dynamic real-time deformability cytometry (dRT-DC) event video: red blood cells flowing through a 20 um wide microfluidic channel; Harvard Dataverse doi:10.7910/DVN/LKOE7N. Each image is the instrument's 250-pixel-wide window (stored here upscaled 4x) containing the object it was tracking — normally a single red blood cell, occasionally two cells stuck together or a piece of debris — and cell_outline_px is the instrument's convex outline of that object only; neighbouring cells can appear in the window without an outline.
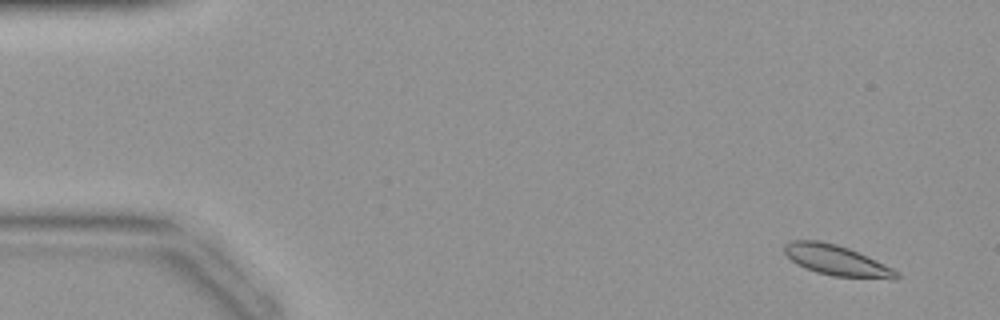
{"species": "common noctule bat (a hibernating species)", "species_latin": "Nyctalus noctula", "temperature_condition": "warm", "stored_images_in_passage": 44, "camera_frame_rate_fps": 3000, "um_per_image_px": 0.085, "animal": {"sex": "female", "body_mass_g": 19.9}, "frame": {"image": 1, "passage_image": 3, "time_ms": 0.667, "image_size_px": [1000, 320], "cell_outline_px": [[900, 276], [896, 280], [892, 280], [832, 276], [816, 272], [804, 268], [796, 264], [784, 252], [784, 244], [788, 240], [820, 240], [836, 244], [848, 248], [892, 268], [900, 272]], "centroid_in_image_um": [71.11, 22.15], "position_along_channel_um": 13.9, "area_um2": 20.06}}
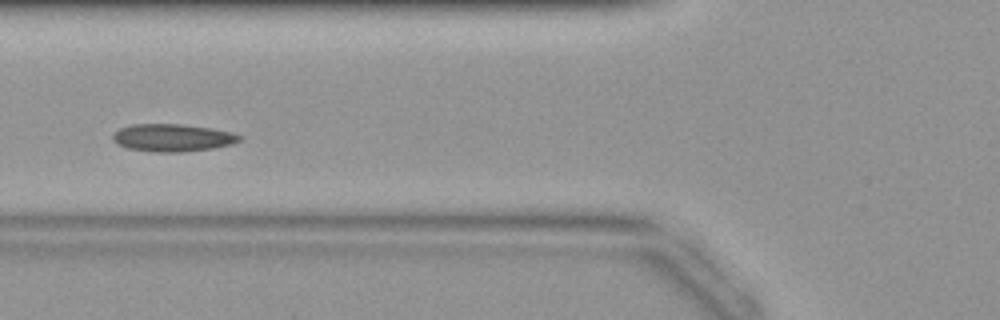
{"frame": {"image": 2, "passage_image": 17, "time_ms": 5.333, "image_size_px": [1000, 320], "cell_outline_px": [[244, 136], [240, 140], [232, 144], [212, 148], [180, 152], [152, 152], [128, 148], [116, 144], [112, 140], [112, 132], [120, 128], [132, 124], [184, 124], [212, 128], [232, 132]], "centroid_in_image_um": [14.65, 11.7], "position_along_channel_um": 111.2, "area_um2": 20.58}}
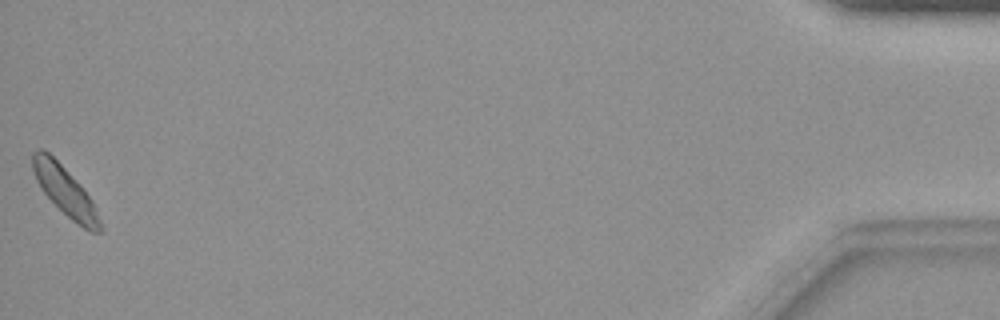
{"frame": {"image": 3, "passage_image": 44, "time_ms": 14.333, "image_size_px": [1000, 320], "cell_outline_px": [[104, 228], [100, 232], [88, 232], [72, 220], [44, 192], [36, 180], [32, 168], [32, 152], [36, 148], [44, 148], [80, 184], [92, 200]], "centroid_in_image_um": [5.54, 16.24], "position_along_channel_um": 429.7, "area_um2": 19.07}}